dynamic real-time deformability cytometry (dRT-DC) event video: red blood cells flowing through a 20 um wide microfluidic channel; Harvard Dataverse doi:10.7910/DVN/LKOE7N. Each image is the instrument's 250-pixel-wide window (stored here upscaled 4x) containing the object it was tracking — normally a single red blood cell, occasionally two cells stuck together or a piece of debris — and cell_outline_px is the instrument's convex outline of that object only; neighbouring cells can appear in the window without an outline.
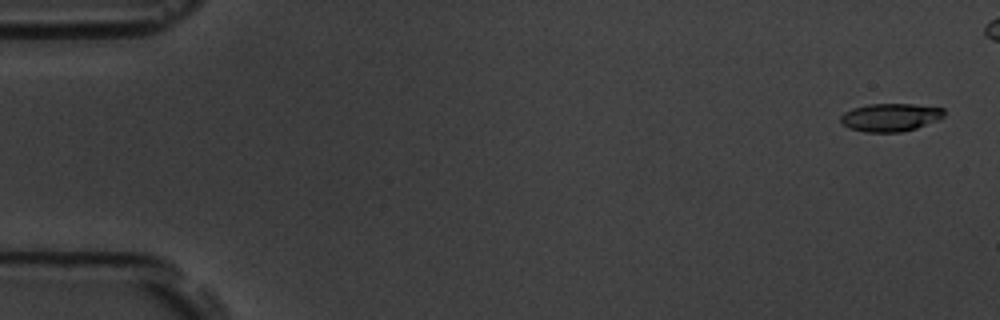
{"species": "common noctule bat (a hibernating species)", "species_latin": "Nyctalus noctula", "temperature_condition": "room temperature", "stored_images_in_passage": 6, "camera_frame_rate_fps": 3000, "um_per_image_px": 0.085, "animal": {"sex": "male", "body_mass_g": 19.5, "forearm_length_mm": 54.6}, "frame": {"image": 1, "passage_image": 1, "time_ms": 0.0, "image_size_px": [1000, 320], "cell_outline_px": [[944, 116], [940, 120], [916, 128], [900, 132], [864, 132], [848, 128], [840, 120], [840, 116], [844, 112], [852, 108], [868, 104], [912, 104], [944, 108]], "centroid_in_image_um": [75.68, 9.97], "position_along_channel_um": 9.3, "area_um2": 16.99}}